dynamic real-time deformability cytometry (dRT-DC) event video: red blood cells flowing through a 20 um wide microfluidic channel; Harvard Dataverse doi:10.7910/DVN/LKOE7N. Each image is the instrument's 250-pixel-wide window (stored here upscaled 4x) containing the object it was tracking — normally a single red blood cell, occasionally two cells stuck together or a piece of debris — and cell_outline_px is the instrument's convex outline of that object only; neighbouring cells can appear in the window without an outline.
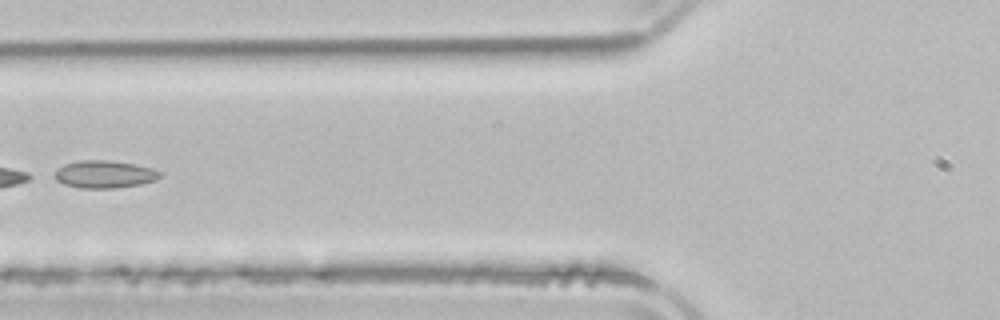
{"species": "common noctule bat (a hibernating species)", "species_latin": "Nyctalus noctula", "temperature_condition": "room temperature", "stored_images_in_passage": 4, "camera_frame_rate_fps": 3000, "um_per_image_px": 0.085, "animal": {"sex": "male", "body_mass_g": 21.5, "forearm_length_mm": 52.0}, "frame": {"image": 1, "passage_image": 4, "time_ms": 5.667, "image_size_px": [1000, 320], "cell_outline_px": [[164, 176], [156, 180], [140, 184], [112, 188], [80, 188], [64, 184], [56, 180], [56, 172], [64, 164], [80, 160], [104, 160], [132, 164], [152, 168], [164, 172]], "centroid_in_image_um": [8.94, 14.82], "position_along_channel_um": 116.9, "area_um2": 16.76}}